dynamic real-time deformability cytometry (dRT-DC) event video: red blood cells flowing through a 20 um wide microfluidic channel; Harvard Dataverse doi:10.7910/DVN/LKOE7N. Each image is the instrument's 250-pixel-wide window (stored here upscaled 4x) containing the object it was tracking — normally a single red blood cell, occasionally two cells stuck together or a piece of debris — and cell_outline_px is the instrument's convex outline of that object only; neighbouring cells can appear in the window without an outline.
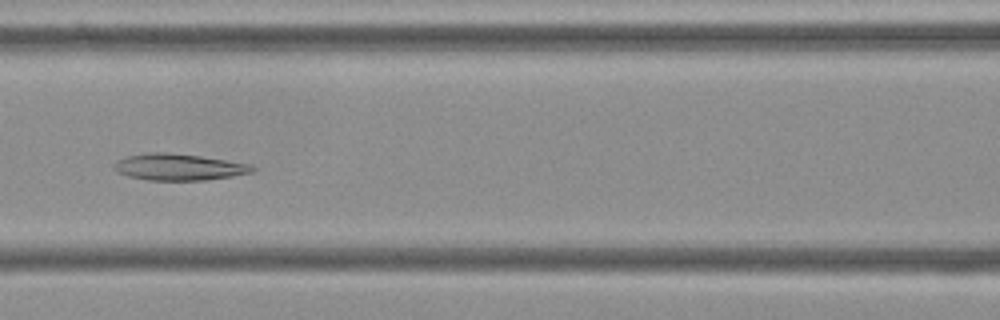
{"species": "Egyptian fruit bat (a non-hibernating species)", "species_latin": "Rousettus aegyptiacus", "temperature_condition": "cold", "stored_images_in_passage": 54, "camera_frame_rate_fps": 3000, "um_per_image_px": 0.085, "frame": {"image": 1, "passage_image": 23, "time_ms": 7.333, "image_size_px": [1000, 320], "cell_outline_px": [[256, 168], [252, 172], [232, 176], [204, 180], [148, 180], [128, 176], [116, 172], [112, 168], [112, 164], [116, 160], [128, 156], [148, 152], [168, 152], [200, 156], [252, 164]], "centroid_in_image_um": [15.15, 14.19], "position_along_channel_um": 151.4, "area_um2": 21.5}}
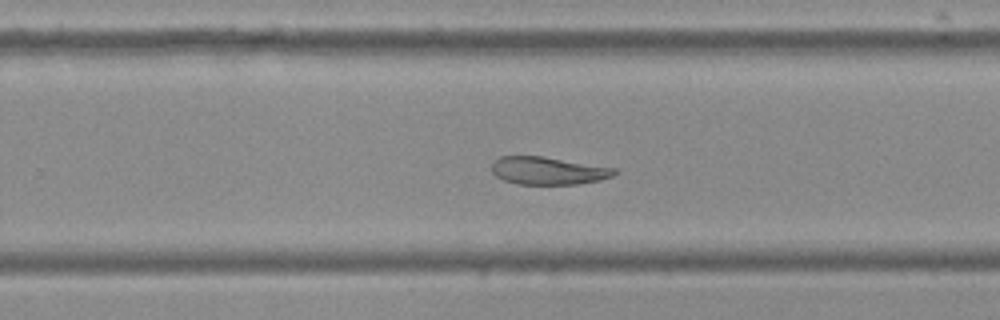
{"frame": {"image": 2, "passage_image": 34, "time_ms": 11.0, "image_size_px": [1000, 320], "cell_outline_px": [[620, 172], [612, 176], [600, 180], [576, 184], [516, 184], [504, 180], [496, 176], [492, 172], [492, 160], [500, 156], [540, 156], [616, 168]], "centroid_in_image_um": [46.57, 14.51], "position_along_channel_um": 283.2, "area_um2": 19.83}}
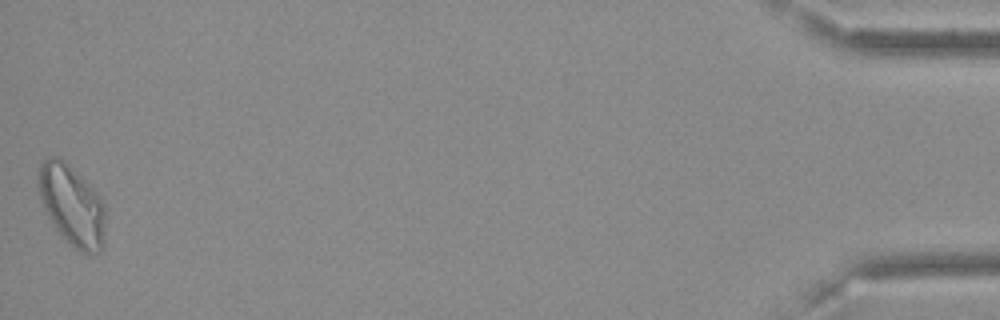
{"frame": {"image": 3, "passage_image": 54, "time_ms": 17.667, "image_size_px": [1000, 320], "cell_outline_px": [[104, 244], [100, 252], [88, 256], [72, 248], [56, 232], [44, 208], [40, 196], [36, 180], [36, 172], [40, 164], [44, 160], [52, 156], [60, 156], [100, 196], [104, 204]], "centroid_in_image_um": [6.09, 17.5], "position_along_channel_um": 429.1, "area_um2": 32.08}}